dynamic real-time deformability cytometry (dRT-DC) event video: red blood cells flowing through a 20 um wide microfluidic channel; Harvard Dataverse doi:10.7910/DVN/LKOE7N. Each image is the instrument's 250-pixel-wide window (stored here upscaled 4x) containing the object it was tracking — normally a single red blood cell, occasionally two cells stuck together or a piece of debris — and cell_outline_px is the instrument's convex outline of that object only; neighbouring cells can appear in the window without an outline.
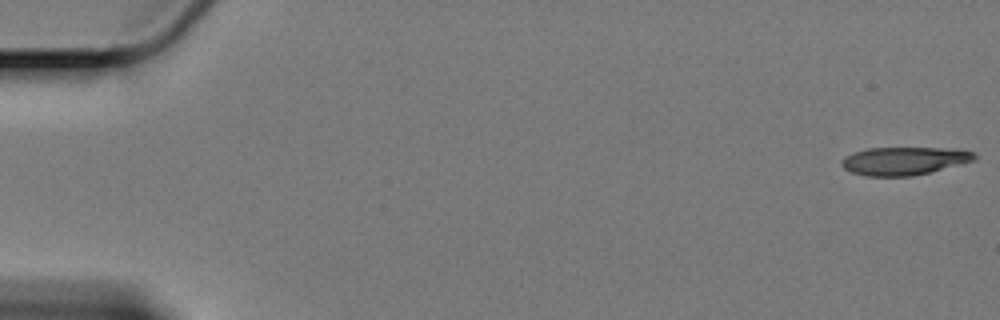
{"species": "Egyptian fruit bat (a non-hibernating species)", "species_latin": "Rousettus aegyptiacus", "temperature_condition": "cold", "stored_images_in_passage": 60, "camera_frame_rate_fps": 3000, "um_per_image_px": 0.085, "animal": {"sex": "female"}, "frame": {"image": 1, "passage_image": 1, "time_ms": 0.0, "image_size_px": [1000, 320], "cell_outline_px": [[976, 160], [912, 176], [864, 176], [852, 172], [844, 168], [840, 164], [840, 160], [844, 156], [852, 152], [868, 148], [956, 148], [972, 152], [976, 156]], "centroid_in_image_um": [76.8, 13.67], "position_along_channel_um": 8.2, "area_um2": 21.73}}
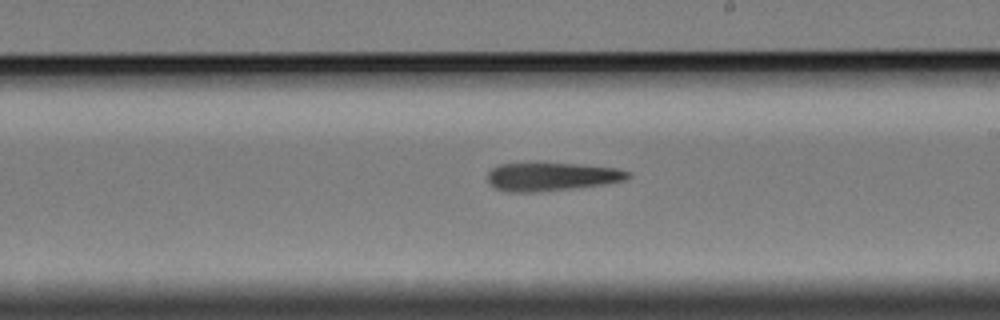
{"frame": {"image": 2, "passage_image": 35, "time_ms": 11.333, "image_size_px": [1000, 320], "cell_outline_px": [[632, 176], [624, 180], [600, 184], [532, 192], [508, 192], [496, 188], [488, 180], [488, 172], [492, 168], [500, 164], [536, 160], [616, 168], [628, 172]], "centroid_in_image_um": [46.8, 14.96], "position_along_channel_um": 242.2, "area_um2": 23.41}}
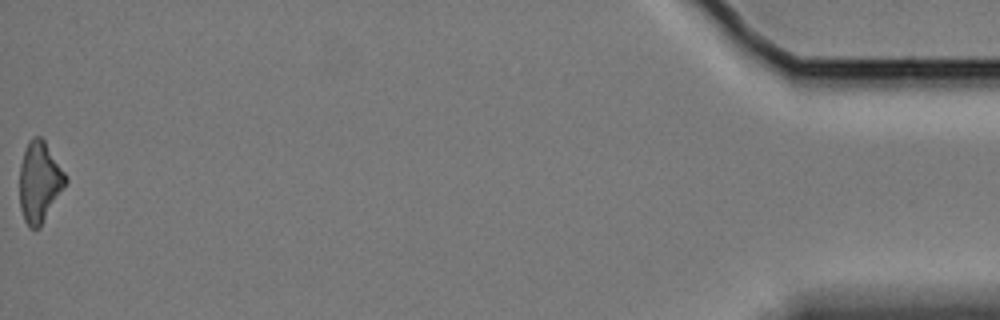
{"frame": {"image": 3, "passage_image": 60, "time_ms": 19.667, "image_size_px": [1000, 320], "cell_outline_px": [[68, 180], [64, 188], [40, 228], [28, 228], [24, 220], [20, 208], [20, 164], [28, 140], [32, 136], [40, 136], [44, 140], [68, 176]], "centroid_in_image_um": [3.36, 15.47], "position_along_channel_um": 431.8, "area_um2": 21.79}, "authors_computed_cell_mechanics": {"area_um2": 23.2356, "velocity_mm_per_s": 3.3638, "shape_relaxation_time_tau1_ms": 11.3314, "shape_relaxation_time_tau2_ms": null, "deformation_change_tau1": 0.2466, "deformation_change_tau2": null}}